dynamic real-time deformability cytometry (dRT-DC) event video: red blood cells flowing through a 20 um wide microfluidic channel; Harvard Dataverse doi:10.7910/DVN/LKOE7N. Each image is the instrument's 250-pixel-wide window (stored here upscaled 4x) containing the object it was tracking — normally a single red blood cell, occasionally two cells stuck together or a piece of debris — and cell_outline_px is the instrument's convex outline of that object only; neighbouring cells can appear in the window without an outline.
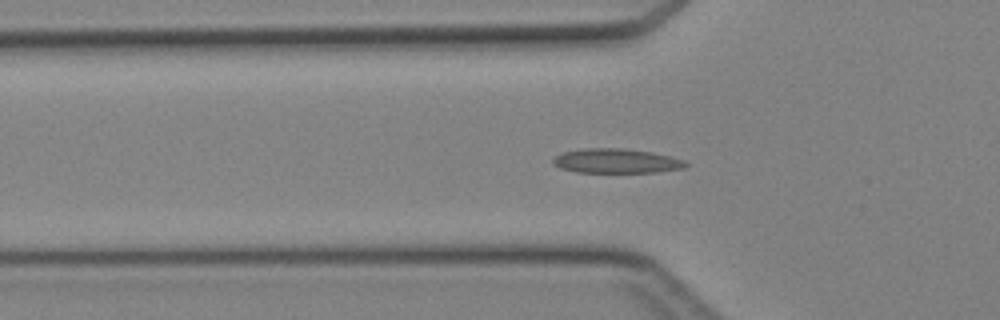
{"species": "Egyptian fruit bat (a non-hibernating species)", "species_latin": "Rousettus aegyptiacus", "temperature_condition": "cold", "stored_images_in_passage": 46, "camera_frame_rate_fps": 3000, "um_per_image_px": 0.085, "animal": {"sex": "female"}, "frame": {"image": 1, "passage_image": 15, "time_ms": 4.667, "image_size_px": [1000, 320], "cell_outline_px": [[688, 164], [684, 168], [656, 172], [576, 172], [560, 168], [552, 164], [552, 160], [560, 152], [588, 148], [624, 148], [652, 152], [684, 160]], "centroid_in_image_um": [52.35, 13.68], "position_along_channel_um": 73.5, "area_um2": 18.9}}
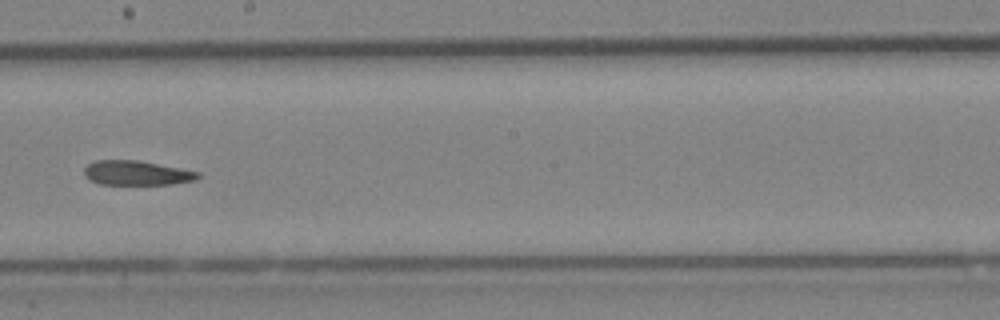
{"frame": {"image": 2, "passage_image": 26, "time_ms": 8.333, "image_size_px": [1000, 320], "cell_outline_px": [[200, 176], [196, 180], [172, 184], [100, 184], [88, 180], [84, 176], [84, 168], [88, 164], [96, 160], [140, 160], [200, 172]], "centroid_in_image_um": [11.6, 14.7], "position_along_channel_um": 236.6, "area_um2": 16.36}}
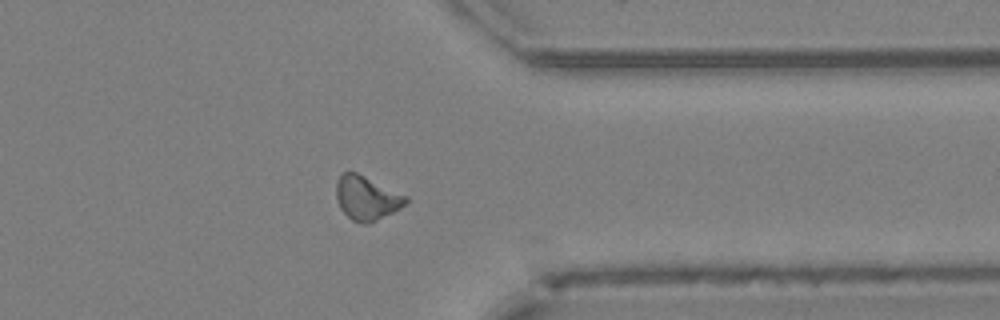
{"frame": {"image": 3, "passage_image": 36, "time_ms": 11.667, "image_size_px": [1000, 320], "cell_outline_px": [[408, 200], [400, 208], [368, 224], [360, 224], [352, 220], [340, 208], [336, 196], [336, 180], [344, 172], [356, 172], [408, 196]], "centroid_in_image_um": [31.15, 16.83], "position_along_channel_um": 380.3, "area_um2": 17.69}}